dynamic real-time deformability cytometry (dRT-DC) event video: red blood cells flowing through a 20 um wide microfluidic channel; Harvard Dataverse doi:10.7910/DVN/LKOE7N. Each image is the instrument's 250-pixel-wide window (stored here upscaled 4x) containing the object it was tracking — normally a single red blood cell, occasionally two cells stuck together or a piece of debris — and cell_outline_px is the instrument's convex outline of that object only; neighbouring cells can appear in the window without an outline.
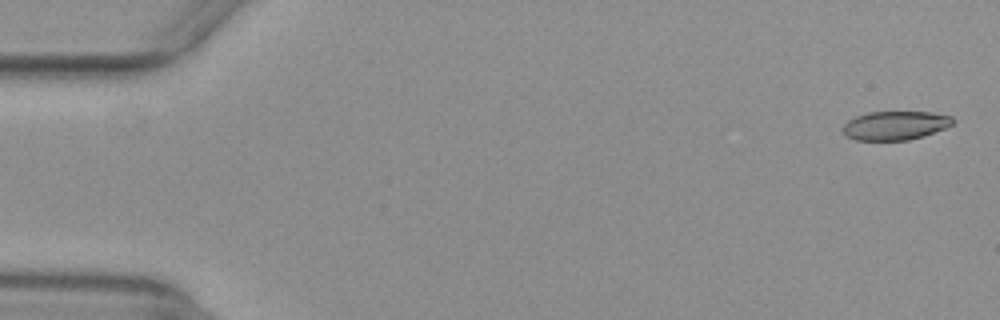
{"species": "common noctule bat (a hibernating species)", "species_latin": "Nyctalus noctula", "temperature_condition": "warm", "stored_images_in_passage": 53, "camera_frame_rate_fps": 3000, "um_per_image_px": 0.085, "animal": {"sex": "female", "body_mass_g": 29.2, "forearm_length_mm": 56.3}, "frame": {"image": 1, "passage_image": 2, "time_ms": 0.333, "image_size_px": [1000, 320], "cell_outline_px": [[956, 120], [952, 124], [944, 128], [924, 136], [908, 140], [856, 140], [848, 136], [840, 128], [848, 120], [856, 116], [868, 112], [932, 112], [952, 116]], "centroid_in_image_um": [76.1, 10.66], "position_along_channel_um": 8.9, "area_um2": 18.5}}
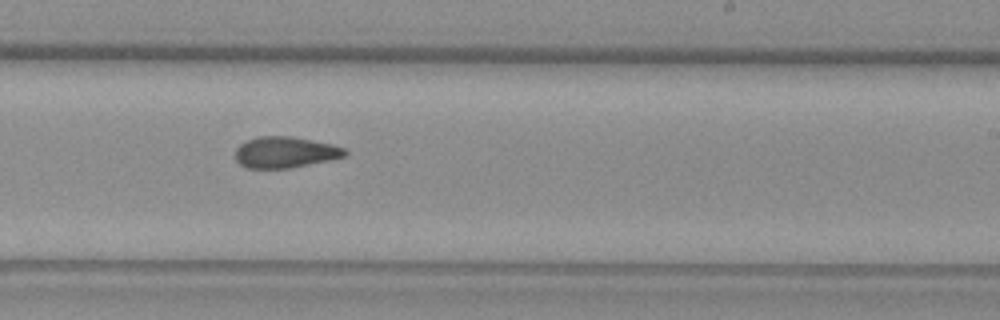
{"frame": {"image": 2, "passage_image": 33, "time_ms": 10.667, "image_size_px": [1000, 320], "cell_outline_px": [[348, 152], [344, 156], [328, 160], [292, 168], [248, 168], [240, 164], [236, 160], [236, 148], [240, 144], [256, 136], [292, 136], [332, 144], [344, 148]], "centroid_in_image_um": [24.22, 12.94], "position_along_channel_um": 264.8, "area_um2": 19.83}}
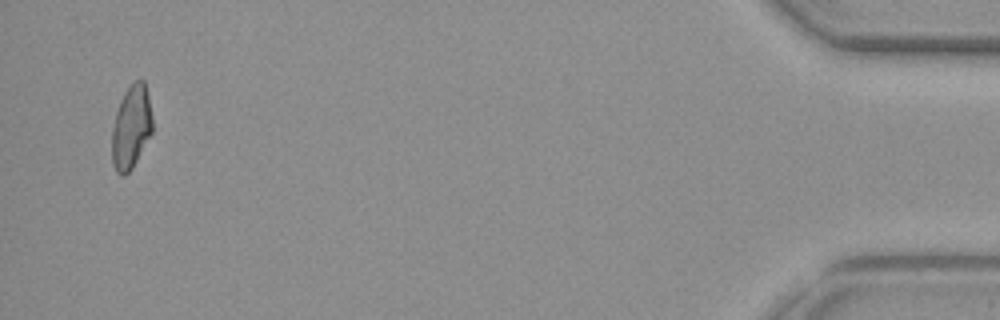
{"frame": {"image": 3, "passage_image": 52, "time_ms": 17.0, "image_size_px": [1000, 320], "cell_outline_px": [[152, 132], [132, 168], [124, 176], [120, 176], [116, 172], [112, 164], [112, 128], [116, 112], [120, 100], [124, 92], [136, 80], [144, 80], [148, 96], [152, 116]], "centroid_in_image_um": [11.14, 10.83], "position_along_channel_um": 424.1, "area_um2": 19.59}}